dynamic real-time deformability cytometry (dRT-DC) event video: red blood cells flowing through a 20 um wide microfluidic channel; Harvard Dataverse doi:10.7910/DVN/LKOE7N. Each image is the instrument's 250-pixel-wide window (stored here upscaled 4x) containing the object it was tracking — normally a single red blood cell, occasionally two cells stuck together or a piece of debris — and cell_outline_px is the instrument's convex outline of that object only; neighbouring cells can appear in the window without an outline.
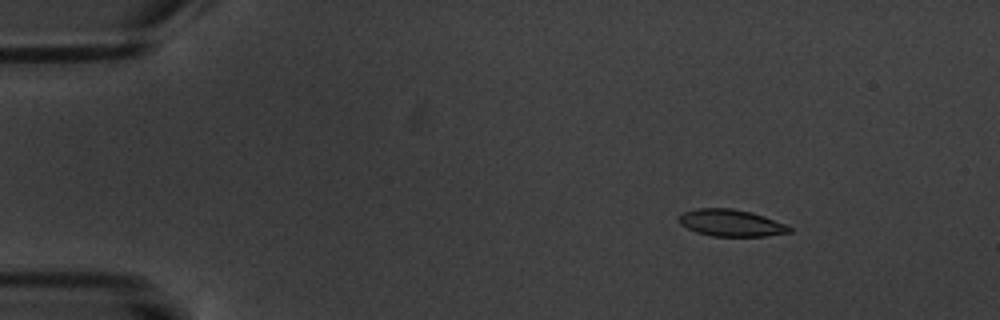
{"species": "common noctule bat (a hibernating species)", "species_latin": "Nyctalus noctula", "temperature_condition": "warm", "stored_images_in_passage": 5, "camera_frame_rate_fps": 3000, "um_per_image_px": 0.085, "animal": {"sex": "male", "body_mass_g": 20.1, "forearm_length_mm": 53.5}, "frame": {"image": 1, "passage_image": 3, "time_ms": 2.333, "image_size_px": [1000, 320], "cell_outline_px": [[792, 232], [768, 236], [712, 236], [696, 232], [680, 224], [680, 216], [684, 212], [696, 208], [732, 208], [752, 212], [764, 216], [784, 224], [792, 228]], "centroid_in_image_um": [62.16, 18.95], "position_along_channel_um": 22.8, "area_um2": 17.22}}